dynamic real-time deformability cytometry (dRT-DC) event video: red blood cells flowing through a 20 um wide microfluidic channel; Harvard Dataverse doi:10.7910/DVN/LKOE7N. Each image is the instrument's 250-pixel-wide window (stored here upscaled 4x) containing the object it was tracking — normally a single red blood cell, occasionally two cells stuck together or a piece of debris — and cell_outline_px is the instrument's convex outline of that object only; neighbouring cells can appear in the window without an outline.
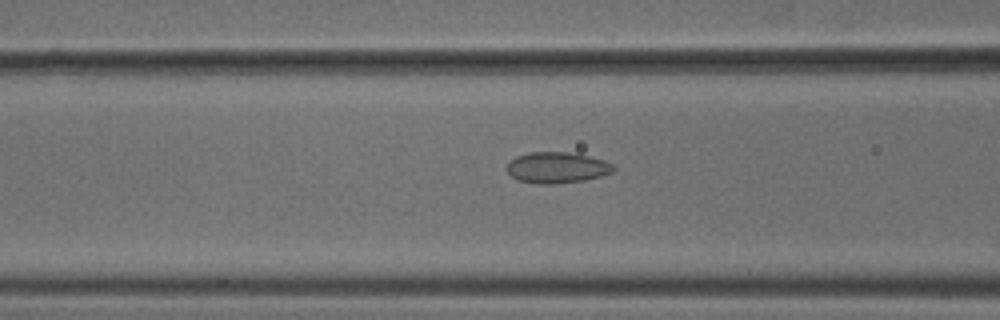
{"species": "common noctule bat (a hibernating species)", "species_latin": "Nyctalus noctula", "temperature_condition": "cold", "stored_images_in_passage": 30, "camera_frame_rate_fps": 3000, "um_per_image_px": 0.085, "animal": {"sex": "male", "body_mass_g": 18.8}, "frame": {"image": 1, "passage_image": 7, "time_ms": 2.0, "image_size_px": [1000, 320], "cell_outline_px": [[616, 168], [612, 172], [600, 176], [584, 180], [556, 184], [536, 184], [516, 180], [504, 168], [516, 156], [528, 152], [568, 152], [588, 156], [604, 160], [612, 164]], "centroid_in_image_um": [47.31, 14.25], "position_along_channel_um": 119.3, "area_um2": 19.36}}
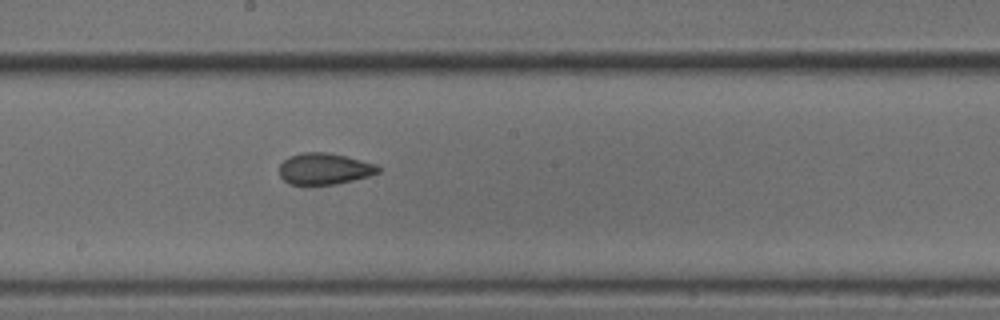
{"frame": {"image": 2, "passage_image": 15, "time_ms": 4.667, "image_size_px": [1000, 320], "cell_outline_px": [[380, 172], [368, 176], [336, 184], [288, 184], [280, 176], [280, 164], [288, 156], [304, 152], [324, 152], [344, 156], [376, 164], [380, 168]], "centroid_in_image_um": [27.55, 14.34], "position_along_channel_um": 220.6, "area_um2": 17.86}}
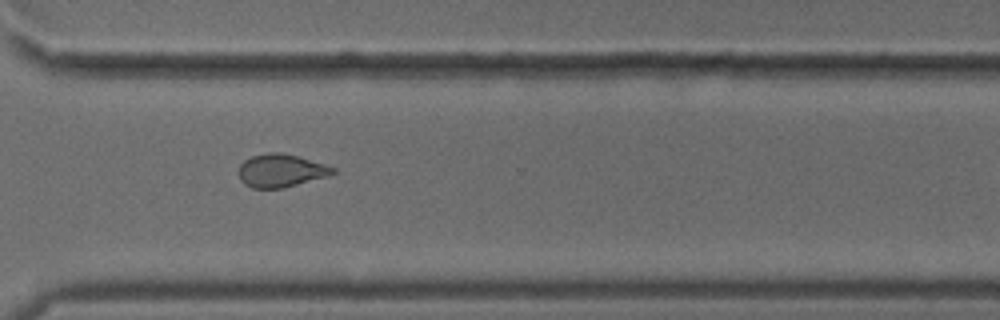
{"frame": {"image": 3, "passage_image": 25, "time_ms": 8.0, "image_size_px": [1000, 320], "cell_outline_px": [[336, 172], [328, 176], [284, 188], [252, 188], [244, 184], [240, 180], [236, 172], [240, 164], [244, 160], [252, 156], [268, 152], [280, 152], [296, 156], [324, 164], [336, 168]], "centroid_in_image_um": [23.83, 14.51], "position_along_channel_um": 346.8, "area_um2": 18.26}}